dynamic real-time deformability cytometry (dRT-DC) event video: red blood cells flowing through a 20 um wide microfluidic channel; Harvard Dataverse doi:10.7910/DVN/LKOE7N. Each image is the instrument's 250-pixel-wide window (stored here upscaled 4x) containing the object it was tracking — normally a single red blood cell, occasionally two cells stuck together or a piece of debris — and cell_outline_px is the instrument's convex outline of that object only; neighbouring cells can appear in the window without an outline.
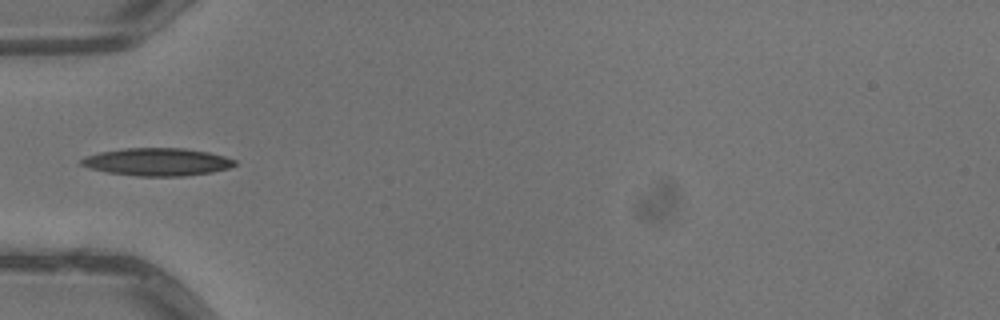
{"species": "common noctule bat (a hibernating species)", "species_latin": "Nyctalus noctula", "temperature_condition": "warm", "stored_images_in_passage": 5, "camera_frame_rate_fps": 3000, "um_per_image_px": 0.085, "animal": {"sex": "male", "body_mass_g": 13.3}, "frame": {"image": 1, "passage_image": 4, "time_ms": 1.0, "image_size_px": [1000, 320], "cell_outline_px": [[236, 164], [228, 168], [212, 172], [184, 176], [136, 176], [108, 172], [92, 168], [80, 164], [80, 160], [88, 156], [100, 152], [124, 148], [184, 148], [208, 152], [224, 156], [236, 160]], "centroid_in_image_um": [13.4, 13.76], "position_along_channel_um": 71.6, "area_um2": 24.57}}
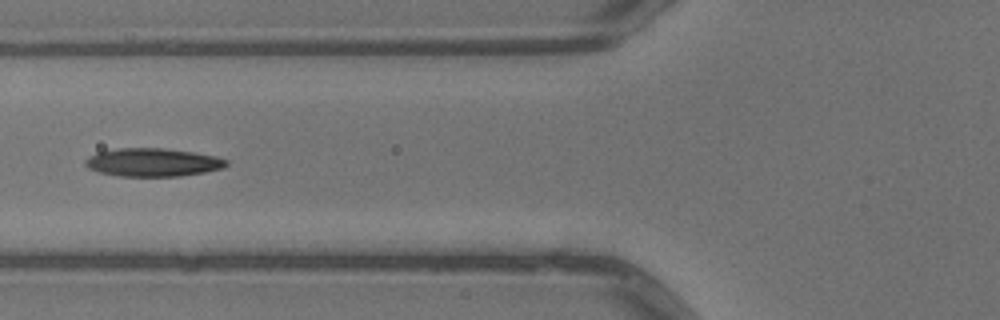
{"frame": {"image": 2, "passage_image": 5, "time_ms": 1.333, "image_size_px": [1000, 320], "cell_outline_px": [[228, 164], [224, 168], [204, 172], [180, 176], [120, 176], [96, 172], [88, 168], [84, 164], [84, 160], [88, 156], [100, 152], [120, 148], [164, 148], [192, 152], [216, 156], [228, 160]], "centroid_in_image_um": [12.98, 13.8], "position_along_channel_um": 112.8, "area_um2": 23.24}}